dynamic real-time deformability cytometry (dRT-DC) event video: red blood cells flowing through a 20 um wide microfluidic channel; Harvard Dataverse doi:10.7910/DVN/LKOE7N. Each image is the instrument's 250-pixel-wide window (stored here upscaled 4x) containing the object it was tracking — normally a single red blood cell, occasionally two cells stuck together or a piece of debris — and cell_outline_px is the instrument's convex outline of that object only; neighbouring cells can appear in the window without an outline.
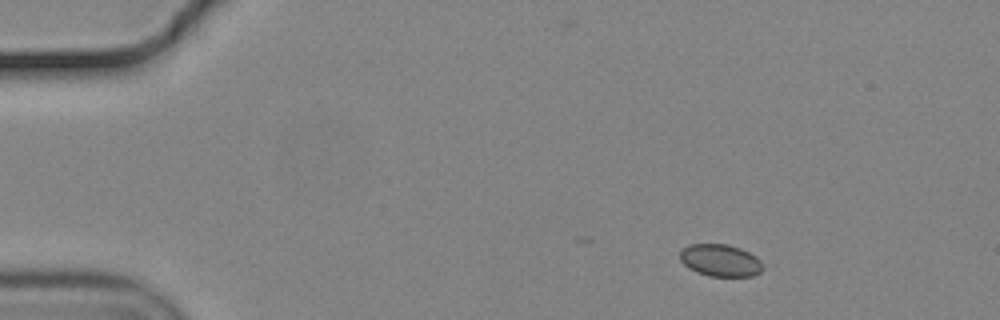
{"species": "common noctule bat (a hibernating species)", "species_latin": "Nyctalus noctula", "temperature_condition": "cold", "stored_images_in_passage": 12, "camera_frame_rate_fps": 3000, "um_per_image_px": 0.085, "animal": {"sex": "male", "body_mass_g": 19.2, "forearm_length_mm": 51.8}, "frame": {"image": 1, "passage_image": 1, "time_ms": 0.0, "image_size_px": [1000, 320], "cell_outline_px": [[764, 268], [760, 272], [752, 276], [708, 276], [696, 272], [688, 268], [680, 260], [680, 252], [688, 244], [728, 244], [740, 248], [756, 256], [760, 260]], "centroid_in_image_um": [61.23, 22.13], "position_along_channel_um": 23.8, "area_um2": 15.61}}
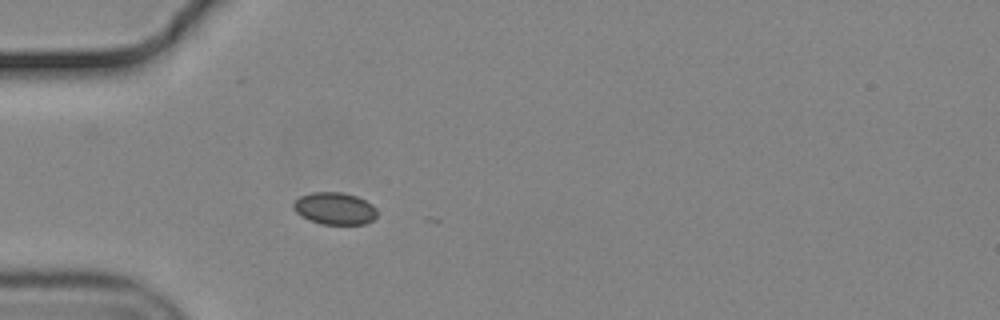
{"frame": {"image": 2, "passage_image": 10, "time_ms": 3.0, "image_size_px": [1000, 320], "cell_outline_px": [[376, 216], [372, 220], [364, 224], [320, 224], [308, 220], [300, 216], [292, 208], [292, 204], [300, 196], [312, 192], [340, 192], [356, 196], [372, 204], [376, 208]], "centroid_in_image_um": [28.41, 17.72], "position_along_channel_um": 56.6, "area_um2": 15.72}}